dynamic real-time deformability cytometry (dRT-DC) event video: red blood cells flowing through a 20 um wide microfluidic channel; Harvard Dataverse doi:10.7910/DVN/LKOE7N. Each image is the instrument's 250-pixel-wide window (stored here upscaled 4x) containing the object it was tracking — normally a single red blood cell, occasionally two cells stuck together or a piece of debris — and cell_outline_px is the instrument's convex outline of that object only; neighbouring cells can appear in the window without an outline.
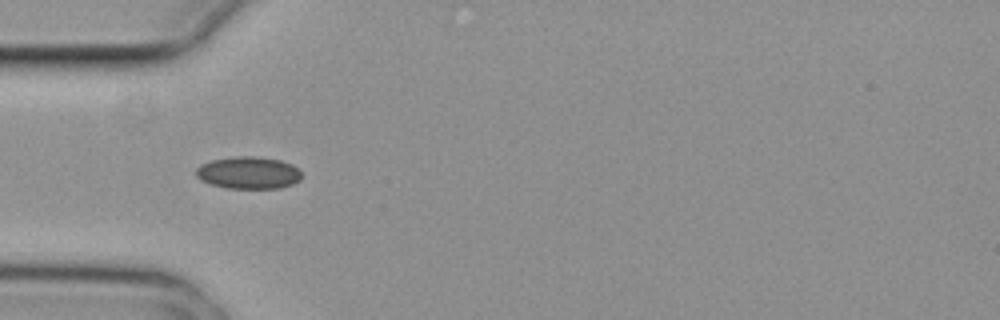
{"species": "common noctule bat (a hibernating species)", "species_latin": "Nyctalus noctula", "temperature_condition": "cold", "stored_images_in_passage": 4, "camera_frame_rate_fps": 3000, "um_per_image_px": 0.085, "animal": {"sex": "female", "body_mass_g": 29.2, "forearm_length_mm": 56.3}, "frame": {"image": 1, "passage_image": 4, "time_ms": 1.0, "image_size_px": [1000, 320], "cell_outline_px": [[304, 176], [300, 180], [292, 184], [280, 188], [228, 188], [212, 184], [200, 180], [196, 176], [196, 168], [200, 164], [212, 160], [236, 156], [252, 156], [280, 160], [292, 164]], "centroid_in_image_um": [21.12, 14.68], "position_along_channel_um": 63.9, "area_um2": 19.83}}